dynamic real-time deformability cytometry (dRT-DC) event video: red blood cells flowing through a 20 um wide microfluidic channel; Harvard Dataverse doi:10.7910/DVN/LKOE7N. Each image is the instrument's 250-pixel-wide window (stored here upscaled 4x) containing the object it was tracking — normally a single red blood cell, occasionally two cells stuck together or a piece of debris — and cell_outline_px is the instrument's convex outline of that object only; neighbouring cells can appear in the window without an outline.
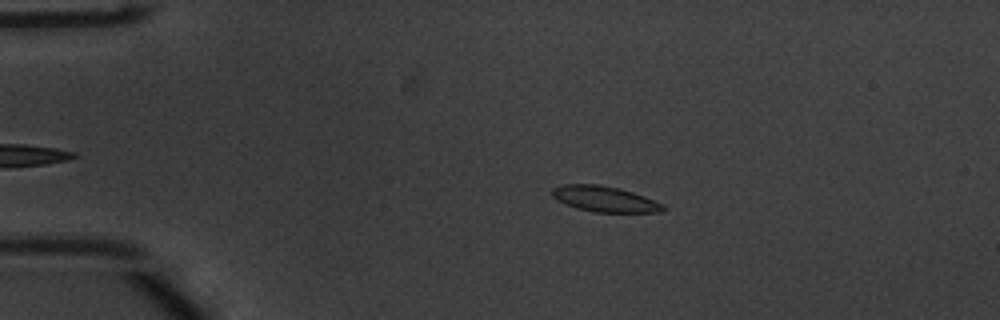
{"species": "common noctule bat (a hibernating species)", "species_latin": "Nyctalus noctula", "temperature_condition": "warm", "stored_images_in_passage": 46, "camera_frame_rate_fps": 3000, "um_per_image_px": 0.085, "animal": {"sex": "male", "body_mass_g": 20.1, "forearm_length_mm": 53.5}, "frame": {"image": 1, "passage_image": 4, "time_ms": 1.0, "image_size_px": [1000, 320], "cell_outline_px": [[664, 208], [660, 212], [596, 212], [576, 208], [556, 200], [552, 196], [552, 188], [564, 184], [600, 184], [620, 188], [644, 196], [664, 204]], "centroid_in_image_um": [51.37, 16.9], "position_along_channel_um": 33.6, "area_um2": 16.59}}
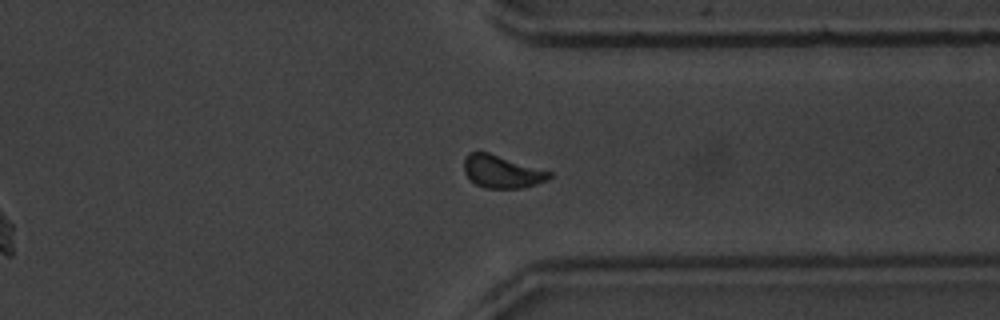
{"frame": {"image": 2, "passage_image": 34, "time_ms": 11.0, "image_size_px": [1000, 320], "cell_outline_px": [[552, 176], [548, 180], [536, 184], [520, 188], [484, 188], [476, 184], [464, 172], [464, 160], [468, 152], [488, 152], [552, 172]], "centroid_in_image_um": [42.66, 14.59], "position_along_channel_um": 368.7, "area_um2": 16.13}}
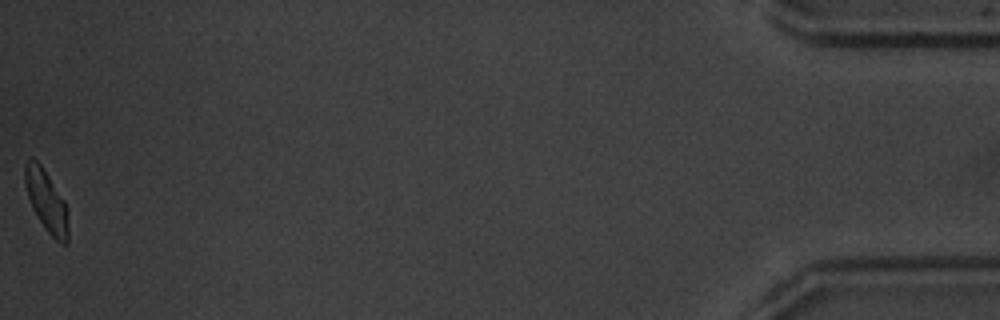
{"frame": {"image": 3, "passage_image": 46, "time_ms": 15.0, "image_size_px": [1000, 320], "cell_outline_px": [[68, 244], [60, 244], [44, 228], [32, 208], [24, 184], [24, 164], [32, 156], [40, 164], [64, 200], [68, 208]], "centroid_in_image_um": [3.95, 17.1], "position_along_channel_um": 431.3, "area_um2": 15.66}, "authors_computed_cell_mechanics": {"area_um2": 16.4152, "velocity_mm_per_s": 3.8542, "shape_relaxation_time_tau1_ms": 2.1011, "shape_relaxation_time_tau2_ms": 1.258, "deformation_change_tau1": 0.1074, "deformation_change_tau2": 0.0552}}